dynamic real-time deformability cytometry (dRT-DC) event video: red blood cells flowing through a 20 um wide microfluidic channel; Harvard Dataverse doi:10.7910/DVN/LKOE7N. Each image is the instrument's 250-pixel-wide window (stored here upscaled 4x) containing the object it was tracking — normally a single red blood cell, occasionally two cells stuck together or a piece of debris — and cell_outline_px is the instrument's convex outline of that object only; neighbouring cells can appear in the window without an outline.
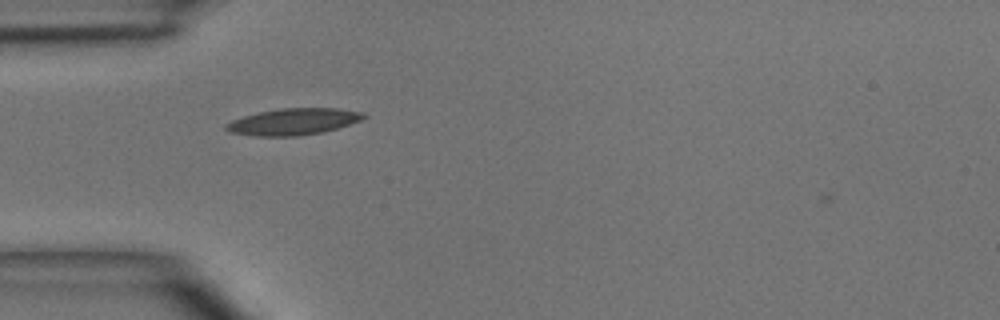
{"species": "common noctule bat (a hibernating species)", "species_latin": "Nyctalus noctula", "temperature_condition": "room temperature", "stored_images_in_passage": 1, "camera_frame_rate_fps": 3000, "um_per_image_px": 0.085, "animal": {"sex": "male", "body_mass_g": 15.6}, "frame": {"image": 1, "passage_image": 1, "time_ms": 0.0, "image_size_px": [1000, 320], "cell_outline_px": [[368, 116], [360, 120], [324, 132], [300, 136], [252, 136], [232, 132], [224, 128], [224, 124], [232, 120], [244, 116], [260, 112], [280, 108], [336, 108], [364, 112]], "centroid_in_image_um": [24.93, 10.34], "position_along_channel_um": 60.1, "area_um2": 21.27}}